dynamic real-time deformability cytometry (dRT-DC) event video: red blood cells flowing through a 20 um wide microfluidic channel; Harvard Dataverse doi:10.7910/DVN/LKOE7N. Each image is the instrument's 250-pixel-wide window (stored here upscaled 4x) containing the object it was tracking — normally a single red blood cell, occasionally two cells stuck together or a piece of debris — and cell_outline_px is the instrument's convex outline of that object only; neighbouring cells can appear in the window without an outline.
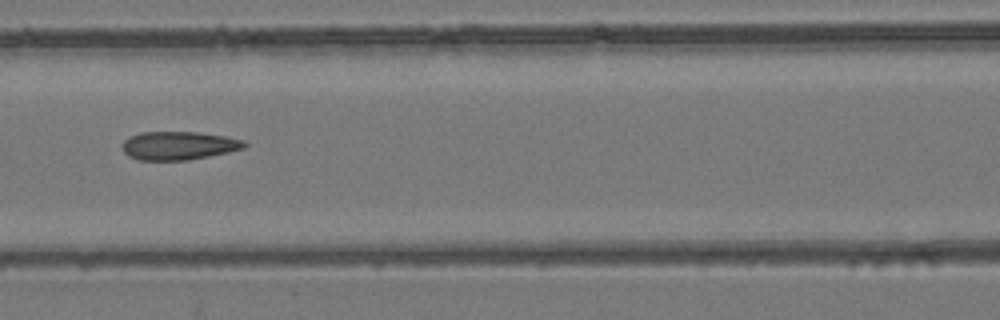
{"species": "common noctule bat (a hibernating species)", "species_latin": "Nyctalus noctula", "temperature_condition": "room temperature", "stored_images_in_passage": 7, "camera_frame_rate_fps": 3000, "um_per_image_px": 0.085, "animal": {"sex": "female", "body_mass_g": 24.6, "forearm_length_mm": 56.2}, "frame": {"image": 1, "passage_image": 7, "time_ms": 6.667, "image_size_px": [1000, 320], "cell_outline_px": [[248, 144], [244, 148], [228, 152], [188, 160], [136, 160], [128, 156], [124, 152], [120, 144], [124, 140], [140, 132], [196, 132], [224, 136], [244, 140]], "centroid_in_image_um": [15.16, 12.38], "position_along_channel_um": 151.4, "area_um2": 20.23}}